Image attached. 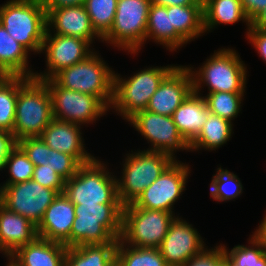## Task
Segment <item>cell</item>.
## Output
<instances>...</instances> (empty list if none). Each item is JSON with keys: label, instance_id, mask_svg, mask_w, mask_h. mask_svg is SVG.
<instances>
[{"label": "cell", "instance_id": "6da1fadb", "mask_svg": "<svg viewBox=\"0 0 266 266\" xmlns=\"http://www.w3.org/2000/svg\"><path fill=\"white\" fill-rule=\"evenodd\" d=\"M53 119L52 100L44 80L18 76V98L12 131L16 142L40 137Z\"/></svg>", "mask_w": 266, "mask_h": 266}, {"label": "cell", "instance_id": "7a4b0ae2", "mask_svg": "<svg viewBox=\"0 0 266 266\" xmlns=\"http://www.w3.org/2000/svg\"><path fill=\"white\" fill-rule=\"evenodd\" d=\"M70 247L117 243L121 235L122 204H74Z\"/></svg>", "mask_w": 266, "mask_h": 266}, {"label": "cell", "instance_id": "3957f363", "mask_svg": "<svg viewBox=\"0 0 266 266\" xmlns=\"http://www.w3.org/2000/svg\"><path fill=\"white\" fill-rule=\"evenodd\" d=\"M199 69L189 66L193 92L200 94L202 86L209 92L246 93L247 68L235 49H218ZM203 84V85H202Z\"/></svg>", "mask_w": 266, "mask_h": 266}, {"label": "cell", "instance_id": "277c9868", "mask_svg": "<svg viewBox=\"0 0 266 266\" xmlns=\"http://www.w3.org/2000/svg\"><path fill=\"white\" fill-rule=\"evenodd\" d=\"M0 23L29 53L41 54L47 30V13L41 0L7 1L0 5Z\"/></svg>", "mask_w": 266, "mask_h": 266}, {"label": "cell", "instance_id": "5b68a950", "mask_svg": "<svg viewBox=\"0 0 266 266\" xmlns=\"http://www.w3.org/2000/svg\"><path fill=\"white\" fill-rule=\"evenodd\" d=\"M175 67L167 65L144 68L127 78L114 73L113 98L109 109L113 108L127 121L136 113L146 110L152 95Z\"/></svg>", "mask_w": 266, "mask_h": 266}, {"label": "cell", "instance_id": "8992f818", "mask_svg": "<svg viewBox=\"0 0 266 266\" xmlns=\"http://www.w3.org/2000/svg\"><path fill=\"white\" fill-rule=\"evenodd\" d=\"M98 54L94 51L83 61L59 71L51 79L66 89L98 97L109 108L113 98L115 71Z\"/></svg>", "mask_w": 266, "mask_h": 266}, {"label": "cell", "instance_id": "52a82bcc", "mask_svg": "<svg viewBox=\"0 0 266 266\" xmlns=\"http://www.w3.org/2000/svg\"><path fill=\"white\" fill-rule=\"evenodd\" d=\"M105 163L95 158L82 164L76 174L65 181L64 194L73 204H121L115 175Z\"/></svg>", "mask_w": 266, "mask_h": 266}, {"label": "cell", "instance_id": "ba28073f", "mask_svg": "<svg viewBox=\"0 0 266 266\" xmlns=\"http://www.w3.org/2000/svg\"><path fill=\"white\" fill-rule=\"evenodd\" d=\"M126 154L122 176L116 178L120 203H133L174 161L169 155L148 150Z\"/></svg>", "mask_w": 266, "mask_h": 266}, {"label": "cell", "instance_id": "9c48e42d", "mask_svg": "<svg viewBox=\"0 0 266 266\" xmlns=\"http://www.w3.org/2000/svg\"><path fill=\"white\" fill-rule=\"evenodd\" d=\"M175 217L168 211L124 205L119 239L131 247L159 248Z\"/></svg>", "mask_w": 266, "mask_h": 266}, {"label": "cell", "instance_id": "30bf717a", "mask_svg": "<svg viewBox=\"0 0 266 266\" xmlns=\"http://www.w3.org/2000/svg\"><path fill=\"white\" fill-rule=\"evenodd\" d=\"M151 0H118L112 28L101 42L137 54L146 42Z\"/></svg>", "mask_w": 266, "mask_h": 266}, {"label": "cell", "instance_id": "8fae6325", "mask_svg": "<svg viewBox=\"0 0 266 266\" xmlns=\"http://www.w3.org/2000/svg\"><path fill=\"white\" fill-rule=\"evenodd\" d=\"M51 95L53 118L84 125L92 123L110 110L98 97L66 89L52 79L44 80Z\"/></svg>", "mask_w": 266, "mask_h": 266}, {"label": "cell", "instance_id": "7c38bea8", "mask_svg": "<svg viewBox=\"0 0 266 266\" xmlns=\"http://www.w3.org/2000/svg\"><path fill=\"white\" fill-rule=\"evenodd\" d=\"M58 194L57 190L45 188L33 179L0 185V203L9 211L20 214L36 226L39 225L46 209Z\"/></svg>", "mask_w": 266, "mask_h": 266}, {"label": "cell", "instance_id": "4fadbf2b", "mask_svg": "<svg viewBox=\"0 0 266 266\" xmlns=\"http://www.w3.org/2000/svg\"><path fill=\"white\" fill-rule=\"evenodd\" d=\"M190 166L174 160L133 202L136 207L174 213V204L186 190Z\"/></svg>", "mask_w": 266, "mask_h": 266}, {"label": "cell", "instance_id": "5bb4252c", "mask_svg": "<svg viewBox=\"0 0 266 266\" xmlns=\"http://www.w3.org/2000/svg\"><path fill=\"white\" fill-rule=\"evenodd\" d=\"M128 122L151 144V147L146 149L148 151L161 152L176 160L174 156L176 151L190 150L189 144L179 133L172 116L143 110L136 113Z\"/></svg>", "mask_w": 266, "mask_h": 266}, {"label": "cell", "instance_id": "9a60e30c", "mask_svg": "<svg viewBox=\"0 0 266 266\" xmlns=\"http://www.w3.org/2000/svg\"><path fill=\"white\" fill-rule=\"evenodd\" d=\"M91 47L87 40L46 32L41 53L44 51L46 54L47 69L44 73L35 72L33 77L40 80L51 79L59 71L86 59L95 51Z\"/></svg>", "mask_w": 266, "mask_h": 266}, {"label": "cell", "instance_id": "2e32d148", "mask_svg": "<svg viewBox=\"0 0 266 266\" xmlns=\"http://www.w3.org/2000/svg\"><path fill=\"white\" fill-rule=\"evenodd\" d=\"M192 224L176 216L169 225L159 250L168 266H183L207 247Z\"/></svg>", "mask_w": 266, "mask_h": 266}, {"label": "cell", "instance_id": "e0dca14e", "mask_svg": "<svg viewBox=\"0 0 266 266\" xmlns=\"http://www.w3.org/2000/svg\"><path fill=\"white\" fill-rule=\"evenodd\" d=\"M192 91V76L188 65H178L163 79L150 98L146 110L172 116Z\"/></svg>", "mask_w": 266, "mask_h": 266}, {"label": "cell", "instance_id": "ac0fdd59", "mask_svg": "<svg viewBox=\"0 0 266 266\" xmlns=\"http://www.w3.org/2000/svg\"><path fill=\"white\" fill-rule=\"evenodd\" d=\"M46 13V32L84 39L91 45L96 38L102 41V38L94 31L91 19L84 5L46 10Z\"/></svg>", "mask_w": 266, "mask_h": 266}, {"label": "cell", "instance_id": "d6986e66", "mask_svg": "<svg viewBox=\"0 0 266 266\" xmlns=\"http://www.w3.org/2000/svg\"><path fill=\"white\" fill-rule=\"evenodd\" d=\"M81 125L53 118L40 136L51 149L72 155L81 165L96 157L85 149Z\"/></svg>", "mask_w": 266, "mask_h": 266}, {"label": "cell", "instance_id": "ffe728a7", "mask_svg": "<svg viewBox=\"0 0 266 266\" xmlns=\"http://www.w3.org/2000/svg\"><path fill=\"white\" fill-rule=\"evenodd\" d=\"M75 217L74 204L64 193H59L37 226L38 237L70 248V233Z\"/></svg>", "mask_w": 266, "mask_h": 266}, {"label": "cell", "instance_id": "44dd1931", "mask_svg": "<svg viewBox=\"0 0 266 266\" xmlns=\"http://www.w3.org/2000/svg\"><path fill=\"white\" fill-rule=\"evenodd\" d=\"M17 144L34 166L42 165V168L52 169L65 181L74 176L81 166L72 155L51 149L41 137H26Z\"/></svg>", "mask_w": 266, "mask_h": 266}, {"label": "cell", "instance_id": "7402d4cb", "mask_svg": "<svg viewBox=\"0 0 266 266\" xmlns=\"http://www.w3.org/2000/svg\"><path fill=\"white\" fill-rule=\"evenodd\" d=\"M37 237L35 224L0 203V253L11 256L19 247L33 242Z\"/></svg>", "mask_w": 266, "mask_h": 266}, {"label": "cell", "instance_id": "603a6c76", "mask_svg": "<svg viewBox=\"0 0 266 266\" xmlns=\"http://www.w3.org/2000/svg\"><path fill=\"white\" fill-rule=\"evenodd\" d=\"M209 112L202 94L191 92L172 115L181 136L190 144L206 123Z\"/></svg>", "mask_w": 266, "mask_h": 266}, {"label": "cell", "instance_id": "cb8c5ba5", "mask_svg": "<svg viewBox=\"0 0 266 266\" xmlns=\"http://www.w3.org/2000/svg\"><path fill=\"white\" fill-rule=\"evenodd\" d=\"M67 247L58 242L37 237L19 247L10 257L19 266H65Z\"/></svg>", "mask_w": 266, "mask_h": 266}, {"label": "cell", "instance_id": "d4e9b609", "mask_svg": "<svg viewBox=\"0 0 266 266\" xmlns=\"http://www.w3.org/2000/svg\"><path fill=\"white\" fill-rule=\"evenodd\" d=\"M28 54L0 23V75L33 77L35 72L28 67Z\"/></svg>", "mask_w": 266, "mask_h": 266}, {"label": "cell", "instance_id": "484cf974", "mask_svg": "<svg viewBox=\"0 0 266 266\" xmlns=\"http://www.w3.org/2000/svg\"><path fill=\"white\" fill-rule=\"evenodd\" d=\"M154 40L157 44L163 45L170 52L177 51L187 42L171 27L170 12L167 6L151 4L148 13L146 27V41Z\"/></svg>", "mask_w": 266, "mask_h": 266}, {"label": "cell", "instance_id": "4316f807", "mask_svg": "<svg viewBox=\"0 0 266 266\" xmlns=\"http://www.w3.org/2000/svg\"><path fill=\"white\" fill-rule=\"evenodd\" d=\"M246 22L249 31L251 21L246 15L241 0H209L203 5V26L205 33L220 24Z\"/></svg>", "mask_w": 266, "mask_h": 266}, {"label": "cell", "instance_id": "83f0119b", "mask_svg": "<svg viewBox=\"0 0 266 266\" xmlns=\"http://www.w3.org/2000/svg\"><path fill=\"white\" fill-rule=\"evenodd\" d=\"M117 243L85 244L67 248L65 266H116Z\"/></svg>", "mask_w": 266, "mask_h": 266}, {"label": "cell", "instance_id": "f1b7e54d", "mask_svg": "<svg viewBox=\"0 0 266 266\" xmlns=\"http://www.w3.org/2000/svg\"><path fill=\"white\" fill-rule=\"evenodd\" d=\"M167 12H170L171 27L187 43L205 34L203 5L200 1L193 5L167 6Z\"/></svg>", "mask_w": 266, "mask_h": 266}, {"label": "cell", "instance_id": "f546056e", "mask_svg": "<svg viewBox=\"0 0 266 266\" xmlns=\"http://www.w3.org/2000/svg\"><path fill=\"white\" fill-rule=\"evenodd\" d=\"M233 132V123L220 116L210 114L198 136L189 144L190 151L206 149L213 151L230 140Z\"/></svg>", "mask_w": 266, "mask_h": 266}, {"label": "cell", "instance_id": "4dcf8cb0", "mask_svg": "<svg viewBox=\"0 0 266 266\" xmlns=\"http://www.w3.org/2000/svg\"><path fill=\"white\" fill-rule=\"evenodd\" d=\"M116 266H168L159 248L131 247L120 239L116 248Z\"/></svg>", "mask_w": 266, "mask_h": 266}, {"label": "cell", "instance_id": "1f68e13d", "mask_svg": "<svg viewBox=\"0 0 266 266\" xmlns=\"http://www.w3.org/2000/svg\"><path fill=\"white\" fill-rule=\"evenodd\" d=\"M18 98V76L0 75V130L12 133Z\"/></svg>", "mask_w": 266, "mask_h": 266}, {"label": "cell", "instance_id": "d6a6232c", "mask_svg": "<svg viewBox=\"0 0 266 266\" xmlns=\"http://www.w3.org/2000/svg\"><path fill=\"white\" fill-rule=\"evenodd\" d=\"M118 0H85L94 31L103 39L112 28Z\"/></svg>", "mask_w": 266, "mask_h": 266}, {"label": "cell", "instance_id": "836d02e7", "mask_svg": "<svg viewBox=\"0 0 266 266\" xmlns=\"http://www.w3.org/2000/svg\"><path fill=\"white\" fill-rule=\"evenodd\" d=\"M244 93L212 92L203 96L206 100L209 112L232 121L238 116L243 105ZM242 104V105H241Z\"/></svg>", "mask_w": 266, "mask_h": 266}, {"label": "cell", "instance_id": "e575fe53", "mask_svg": "<svg viewBox=\"0 0 266 266\" xmlns=\"http://www.w3.org/2000/svg\"><path fill=\"white\" fill-rule=\"evenodd\" d=\"M243 186L236 174L218 167L210 183V196L217 202H227L238 198Z\"/></svg>", "mask_w": 266, "mask_h": 266}, {"label": "cell", "instance_id": "d590c367", "mask_svg": "<svg viewBox=\"0 0 266 266\" xmlns=\"http://www.w3.org/2000/svg\"><path fill=\"white\" fill-rule=\"evenodd\" d=\"M6 168L10 175L3 184H16L33 178L34 165L18 144L11 149L5 159L3 170Z\"/></svg>", "mask_w": 266, "mask_h": 266}, {"label": "cell", "instance_id": "8d00e7d4", "mask_svg": "<svg viewBox=\"0 0 266 266\" xmlns=\"http://www.w3.org/2000/svg\"><path fill=\"white\" fill-rule=\"evenodd\" d=\"M251 237V238H250ZM249 237V246L235 245L230 251L225 244H221L224 251L236 262L239 266H266V250L265 248L251 235Z\"/></svg>", "mask_w": 266, "mask_h": 266}, {"label": "cell", "instance_id": "74e56055", "mask_svg": "<svg viewBox=\"0 0 266 266\" xmlns=\"http://www.w3.org/2000/svg\"><path fill=\"white\" fill-rule=\"evenodd\" d=\"M32 179L45 188L64 193L65 180L52 169L42 168V165L34 166Z\"/></svg>", "mask_w": 266, "mask_h": 266}, {"label": "cell", "instance_id": "f35d334b", "mask_svg": "<svg viewBox=\"0 0 266 266\" xmlns=\"http://www.w3.org/2000/svg\"><path fill=\"white\" fill-rule=\"evenodd\" d=\"M183 266H224V249L221 244L211 249L206 248Z\"/></svg>", "mask_w": 266, "mask_h": 266}, {"label": "cell", "instance_id": "ab89813d", "mask_svg": "<svg viewBox=\"0 0 266 266\" xmlns=\"http://www.w3.org/2000/svg\"><path fill=\"white\" fill-rule=\"evenodd\" d=\"M246 37L249 39V43L253 45V48H255L259 56L266 63V31L250 27Z\"/></svg>", "mask_w": 266, "mask_h": 266}, {"label": "cell", "instance_id": "60d3db41", "mask_svg": "<svg viewBox=\"0 0 266 266\" xmlns=\"http://www.w3.org/2000/svg\"><path fill=\"white\" fill-rule=\"evenodd\" d=\"M16 144L11 132L0 130V171L3 170L5 159Z\"/></svg>", "mask_w": 266, "mask_h": 266}, {"label": "cell", "instance_id": "b9f144b4", "mask_svg": "<svg viewBox=\"0 0 266 266\" xmlns=\"http://www.w3.org/2000/svg\"><path fill=\"white\" fill-rule=\"evenodd\" d=\"M250 21L266 6V0H241Z\"/></svg>", "mask_w": 266, "mask_h": 266}, {"label": "cell", "instance_id": "7bdbcfd3", "mask_svg": "<svg viewBox=\"0 0 266 266\" xmlns=\"http://www.w3.org/2000/svg\"><path fill=\"white\" fill-rule=\"evenodd\" d=\"M45 10H54L62 7L84 5L85 0H41Z\"/></svg>", "mask_w": 266, "mask_h": 266}, {"label": "cell", "instance_id": "ee69618b", "mask_svg": "<svg viewBox=\"0 0 266 266\" xmlns=\"http://www.w3.org/2000/svg\"><path fill=\"white\" fill-rule=\"evenodd\" d=\"M261 223L257 227L252 236L265 248L266 250V215L263 216Z\"/></svg>", "mask_w": 266, "mask_h": 266}, {"label": "cell", "instance_id": "f6af8a7d", "mask_svg": "<svg viewBox=\"0 0 266 266\" xmlns=\"http://www.w3.org/2000/svg\"><path fill=\"white\" fill-rule=\"evenodd\" d=\"M199 0H151L153 4L159 6H186L196 4Z\"/></svg>", "mask_w": 266, "mask_h": 266}, {"label": "cell", "instance_id": "bcb514c9", "mask_svg": "<svg viewBox=\"0 0 266 266\" xmlns=\"http://www.w3.org/2000/svg\"><path fill=\"white\" fill-rule=\"evenodd\" d=\"M250 27L266 31V6L251 20Z\"/></svg>", "mask_w": 266, "mask_h": 266}, {"label": "cell", "instance_id": "7dc6e473", "mask_svg": "<svg viewBox=\"0 0 266 266\" xmlns=\"http://www.w3.org/2000/svg\"><path fill=\"white\" fill-rule=\"evenodd\" d=\"M224 266H239L225 251H224Z\"/></svg>", "mask_w": 266, "mask_h": 266}, {"label": "cell", "instance_id": "c3c4849f", "mask_svg": "<svg viewBox=\"0 0 266 266\" xmlns=\"http://www.w3.org/2000/svg\"><path fill=\"white\" fill-rule=\"evenodd\" d=\"M6 258L8 261L6 266H19L18 263L13 258H11L10 256H6Z\"/></svg>", "mask_w": 266, "mask_h": 266}, {"label": "cell", "instance_id": "681fc988", "mask_svg": "<svg viewBox=\"0 0 266 266\" xmlns=\"http://www.w3.org/2000/svg\"><path fill=\"white\" fill-rule=\"evenodd\" d=\"M199 1L202 3V5H204L209 0H199Z\"/></svg>", "mask_w": 266, "mask_h": 266}]
</instances>
